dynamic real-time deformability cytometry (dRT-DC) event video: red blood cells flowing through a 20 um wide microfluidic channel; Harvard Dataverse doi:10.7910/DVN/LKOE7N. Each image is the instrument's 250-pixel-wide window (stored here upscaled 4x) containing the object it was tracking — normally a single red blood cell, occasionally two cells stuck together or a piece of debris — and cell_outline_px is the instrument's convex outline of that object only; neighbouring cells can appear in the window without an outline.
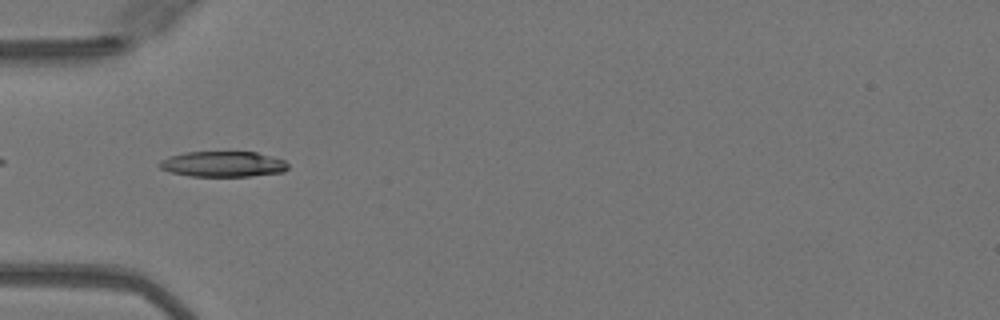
{"species": "Egyptian fruit bat (a non-hibernating species)", "species_latin": "Rousettus aegyptiacus", "temperature_condition": "warm", "stored_images_in_passage": 35, "camera_frame_rate_fps": 3000, "um_per_image_px": 0.085, "animal": {"sex": "female"}, "frame": {"image": 1, "passage_image": 2, "time_ms": 0.333, "image_size_px": [1000, 320], "cell_outline_px": [[288, 168], [284, 172], [252, 176], [192, 176], [172, 172], [160, 168], [156, 164], [160, 160], [168, 156], [184, 152], [256, 152], [284, 160], [288, 164]], "centroid_in_image_um": [18.93, 13.94], "position_along_channel_um": 66.1, "area_um2": 19.19}}
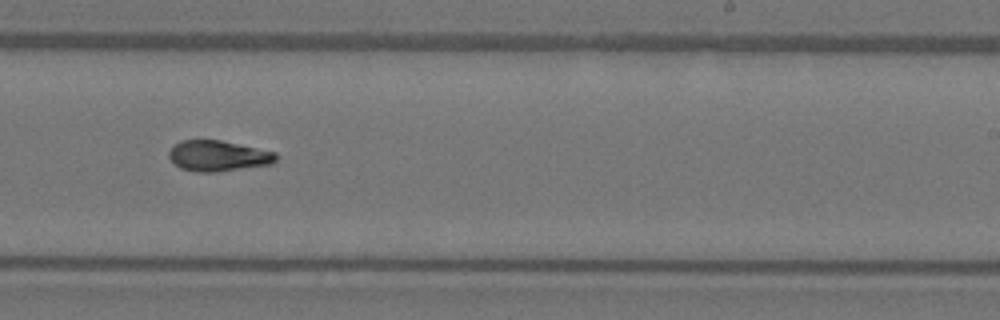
{"frame": {"image": 2, "passage_image": 17, "time_ms": 5.333, "image_size_px": [1000, 320], "cell_outline_px": [[276, 160], [272, 164], [216, 172], [196, 172], [180, 168], [168, 156], [168, 152], [180, 140], [220, 140], [276, 152]], "centroid_in_image_um": [18.54, 13.25], "position_along_channel_um": 270.5, "area_um2": 19.02}}
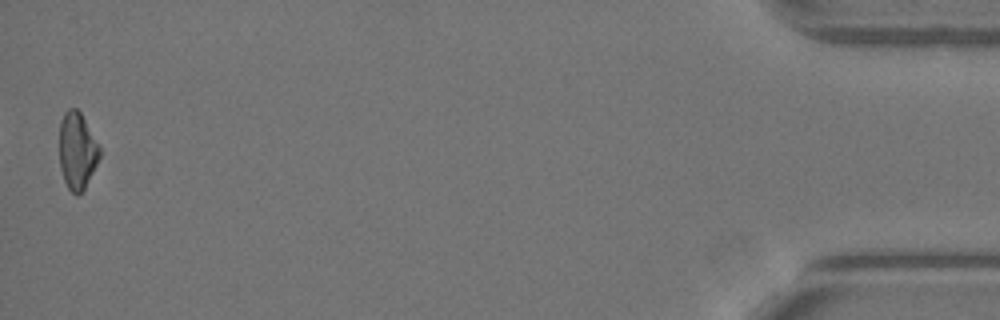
{"frame": {"image": 3, "passage_image": 35, "time_ms": 11.333, "image_size_px": [1000, 320], "cell_outline_px": [[100, 156], [84, 188], [76, 196], [68, 188], [64, 180], [60, 168], [60, 120], [64, 112], [68, 108], [76, 108], [80, 112], [100, 148]], "centroid_in_image_um": [6.53, 12.8], "position_along_channel_um": 428.7, "area_um2": 17.69}, "authors_computed_cell_mechanics": {"area_um2": 19.0162, "velocity_mm_per_s": 4.1026, "shape_relaxation_time_tau1_ms": 6.7467, "shape_relaxation_time_tau2_ms": 4.021, "deformation_change_tau1": 0.2119, "deformation_change_tau2": 0.1046}}